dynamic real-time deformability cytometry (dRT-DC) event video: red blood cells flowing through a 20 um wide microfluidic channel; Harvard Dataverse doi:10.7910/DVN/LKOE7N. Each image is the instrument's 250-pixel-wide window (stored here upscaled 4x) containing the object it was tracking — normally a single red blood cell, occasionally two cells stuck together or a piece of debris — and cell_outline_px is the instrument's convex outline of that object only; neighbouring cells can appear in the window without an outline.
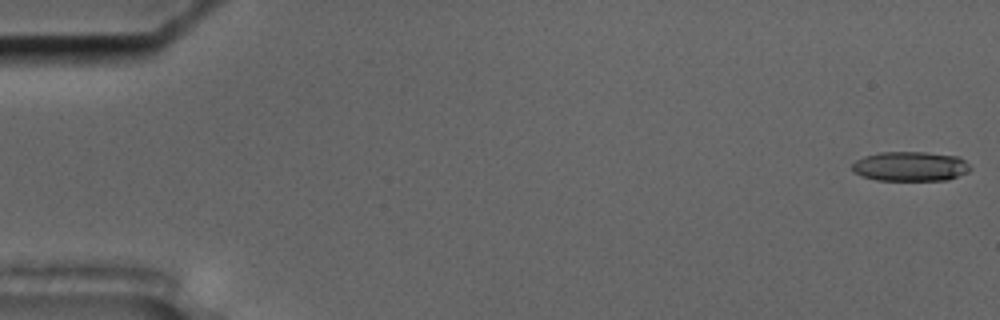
{"species": "common noctule bat (a hibernating species)", "species_latin": "Nyctalus noctula", "temperature_condition": "cold", "stored_images_in_passage": 56, "camera_frame_rate_fps": 3000, "um_per_image_px": 0.085, "animal": {"sex": "male", "body_mass_g": 17.5, "forearm_length_mm": 52.3}, "frame": {"image": 1, "passage_image": 1, "time_ms": 0.0, "image_size_px": [1000, 320], "cell_outline_px": [[972, 168], [968, 172], [948, 180], [876, 180], [860, 176], [852, 172], [852, 164], [856, 160], [864, 156], [880, 152], [924, 152], [960, 156]], "centroid_in_image_um": [77.37, 14.14], "position_along_channel_um": 7.6, "area_um2": 20.58}}
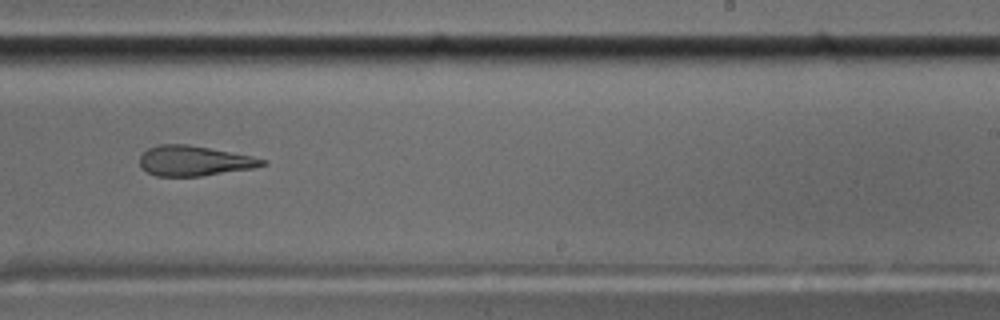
{"frame": {"image": 2, "passage_image": 35, "time_ms": 11.333, "image_size_px": [1000, 320], "cell_outline_px": [[268, 164], [252, 168], [200, 176], [156, 176], [140, 168], [140, 156], [148, 148], [160, 144], [188, 144], [252, 156], [268, 160]], "centroid_in_image_um": [16.5, 13.67], "position_along_channel_um": 272.5, "area_um2": 21.44}}
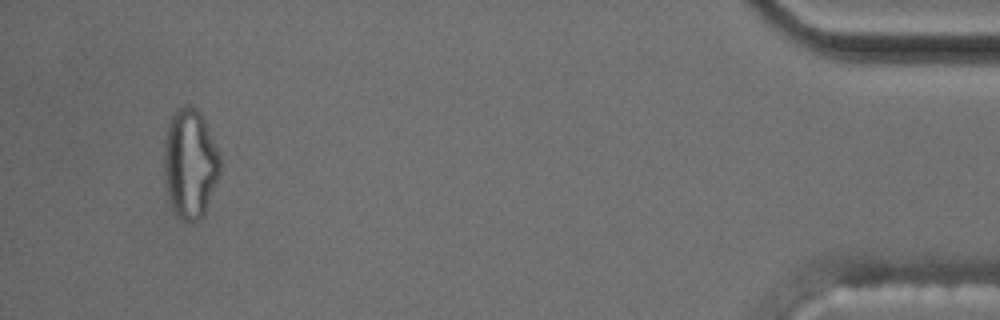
{"frame": {"image": 3, "passage_image": 53, "time_ms": 17.333, "image_size_px": [1000, 320], "cell_outline_px": [[220, 172], [204, 212], [200, 220], [184, 220], [176, 216], [172, 212], [168, 196], [164, 176], [164, 140], [168, 124], [176, 108], [184, 104], [188, 104], [196, 108], [200, 112], [204, 120], [220, 156]], "centroid_in_image_um": [16.12, 13.88], "position_along_channel_um": 419.1, "area_um2": 35.66}, "authors_computed_cell_mechanics": {"area_um2": 22.5998, "velocity_mm_per_s": 3.6351, "shape_relaxation_time_tau1_ms": null, "shape_relaxation_time_tau2_ms": 4.9712, "deformation_change_tau1": null, "deformation_change_tau2": 0.1711}}